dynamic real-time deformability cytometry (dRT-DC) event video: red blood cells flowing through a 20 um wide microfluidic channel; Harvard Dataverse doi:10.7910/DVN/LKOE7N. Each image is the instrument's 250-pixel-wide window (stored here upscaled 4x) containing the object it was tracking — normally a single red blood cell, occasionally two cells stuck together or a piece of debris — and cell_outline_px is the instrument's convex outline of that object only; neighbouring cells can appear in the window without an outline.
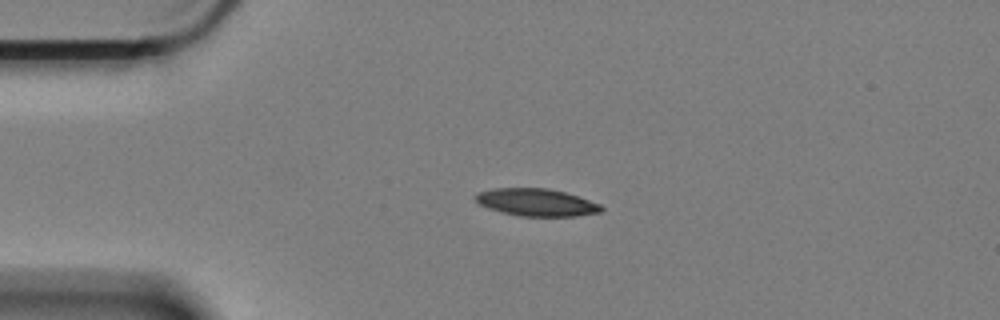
{"species": "Egyptian fruit bat (a non-hibernating species)", "species_latin": "Rousettus aegyptiacus", "temperature_condition": "cold", "stored_images_in_passage": 27, "camera_frame_rate_fps": 3000, "um_per_image_px": 0.085, "animal": {"sex": "female"}, "frame": {"image": 1, "passage_image": 1, "time_ms": 0.0, "image_size_px": [1000, 320], "cell_outline_px": [[604, 208], [600, 212], [576, 216], [520, 216], [488, 208], [480, 204], [476, 200], [476, 192], [492, 188], [548, 188], [564, 192], [600, 204]], "centroid_in_image_um": [45.58, 17.19], "position_along_channel_um": 39.4, "area_um2": 19.88}}
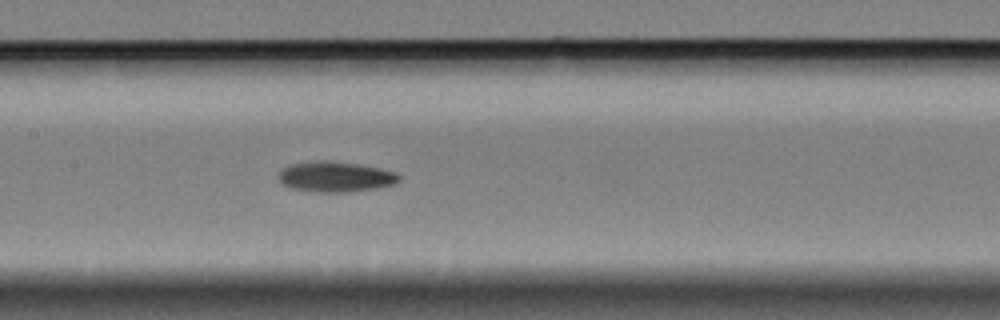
{"frame": {"image": 2, "passage_image": 16, "time_ms": 5.0, "image_size_px": [1000, 320], "cell_outline_px": [[400, 180], [396, 184], [380, 188], [344, 192], [316, 192], [292, 188], [280, 184], [280, 172], [284, 168], [292, 164], [316, 160], [328, 160], [356, 164], [380, 168], [396, 172], [400, 176]], "centroid_in_image_um": [28.55, 15.03], "position_along_channel_um": 178.8, "area_um2": 21.39}}
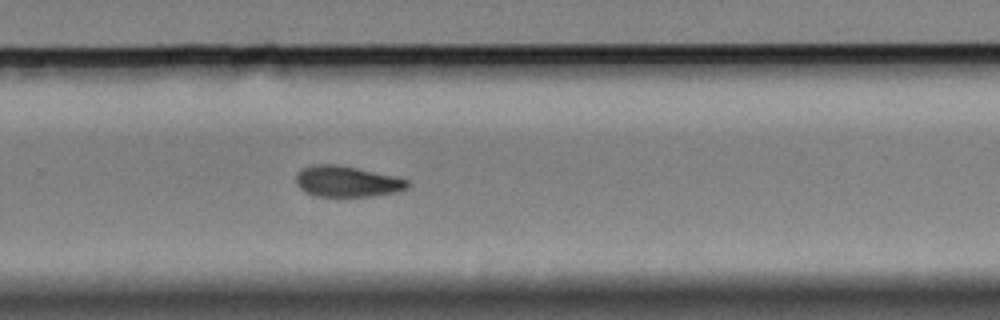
{"frame": {"image": 3, "passage_image": 27, "time_ms": 8.667, "image_size_px": [1000, 320], "cell_outline_px": [[408, 188], [392, 192], [372, 196], [316, 196], [304, 192], [300, 188], [296, 180], [296, 176], [304, 168], [312, 164], [336, 164], [356, 168], [392, 176], [408, 180]], "centroid_in_image_um": [29.45, 15.42], "position_along_channel_um": 300.3, "area_um2": 19.65}}